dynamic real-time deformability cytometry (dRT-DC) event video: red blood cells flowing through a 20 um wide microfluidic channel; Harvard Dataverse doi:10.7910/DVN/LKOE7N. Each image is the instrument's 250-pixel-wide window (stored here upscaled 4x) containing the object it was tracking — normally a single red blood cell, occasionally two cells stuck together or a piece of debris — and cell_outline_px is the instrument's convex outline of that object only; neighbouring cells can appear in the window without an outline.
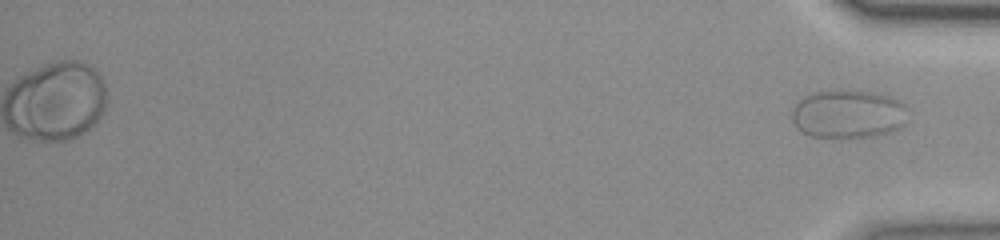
{"species": "common noctule bat (a hibernating species)", "species_latin": "Nyctalus noctula", "temperature_condition": "room temperature", "stored_images_in_passage": 37, "camera_frame_rate_fps": 3000, "um_per_image_px": 0.085, "animal": {"sex": "female", "body_mass_g": 23.0, "forearm_length_mm": 53.4}, "frame": {"image": 1, "passage_image": 37, "time_ms": 12.0, "image_size_px": [1000, 240], "cell_outline_px": [[908, 108], [904, 124], [900, 128], [876, 136], [808, 136], [800, 132], [796, 128], [792, 120], [792, 108], [808, 92], [880, 92], [904, 104]], "centroid_in_image_um": [72.08, 9.7], "position_along_channel_um": 363.1, "area_um2": 32.31}}